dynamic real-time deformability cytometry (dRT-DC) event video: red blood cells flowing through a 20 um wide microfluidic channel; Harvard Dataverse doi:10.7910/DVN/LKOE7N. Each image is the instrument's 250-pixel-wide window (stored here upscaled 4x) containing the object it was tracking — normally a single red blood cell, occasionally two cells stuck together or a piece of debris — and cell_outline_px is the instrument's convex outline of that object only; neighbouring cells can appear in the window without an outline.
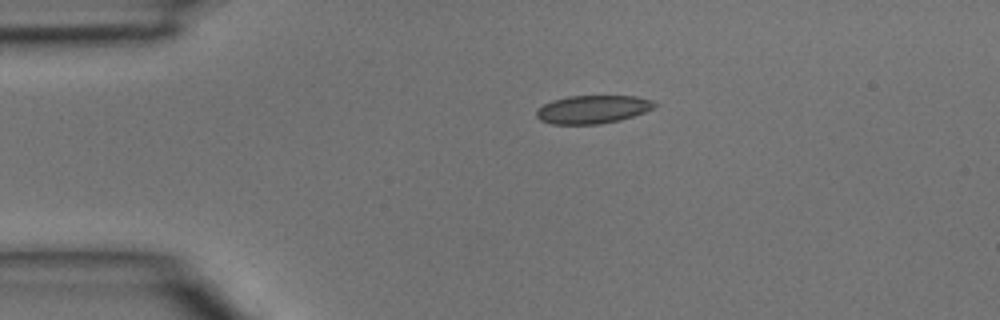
{"species": "common noctule bat (a hibernating species)", "species_latin": "Nyctalus noctula", "temperature_condition": "room temperature", "stored_images_in_passage": 1, "camera_frame_rate_fps": 3000, "um_per_image_px": 0.085, "animal": {"sex": "male", "body_mass_g": 15.6}, "frame": {"image": 1, "passage_image": 1, "time_ms": 0.0, "image_size_px": [1000, 320], "cell_outline_px": [[656, 104], [652, 108], [644, 112], [620, 120], [600, 124], [552, 124], [540, 120], [536, 116], [536, 112], [544, 104], [552, 100], [568, 96], [636, 96], [652, 100]], "centroid_in_image_um": [50.36, 9.3], "position_along_channel_um": 34.6, "area_um2": 19.25}}